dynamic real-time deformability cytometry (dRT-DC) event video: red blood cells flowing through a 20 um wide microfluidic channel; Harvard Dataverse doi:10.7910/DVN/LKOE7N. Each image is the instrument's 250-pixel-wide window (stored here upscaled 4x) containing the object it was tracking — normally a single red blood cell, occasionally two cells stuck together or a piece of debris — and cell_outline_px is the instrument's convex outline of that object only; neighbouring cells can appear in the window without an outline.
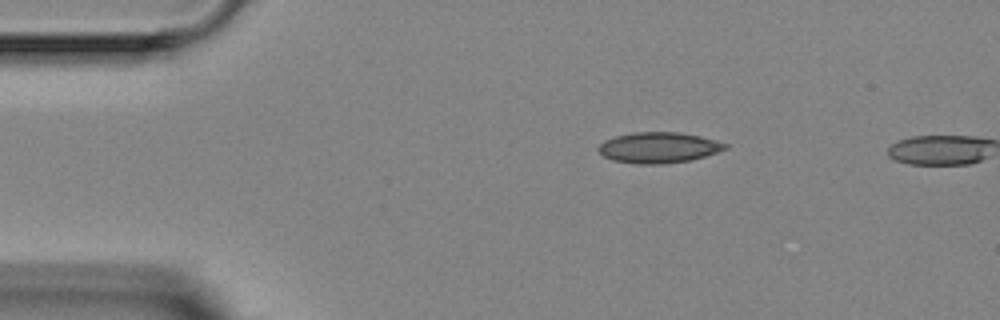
{"species": "Egyptian fruit bat (a non-hibernating species)", "species_latin": "Rousettus aegyptiacus", "temperature_condition": "room temperature", "stored_images_in_passage": 2, "camera_frame_rate_fps": 3000, "um_per_image_px": 0.085, "animal": {"sex": "female"}, "frame": {"image": 1, "passage_image": 1, "time_ms": 0.0, "image_size_px": [1000, 320], "cell_outline_px": [[728, 148], [692, 160], [660, 164], [636, 164], [612, 160], [604, 156], [596, 148], [604, 140], [616, 136], [632, 132], [680, 132], [700, 136], [716, 140], [728, 144]], "centroid_in_image_um": [55.97, 12.54], "position_along_channel_um": 29.0, "area_um2": 22.77}}